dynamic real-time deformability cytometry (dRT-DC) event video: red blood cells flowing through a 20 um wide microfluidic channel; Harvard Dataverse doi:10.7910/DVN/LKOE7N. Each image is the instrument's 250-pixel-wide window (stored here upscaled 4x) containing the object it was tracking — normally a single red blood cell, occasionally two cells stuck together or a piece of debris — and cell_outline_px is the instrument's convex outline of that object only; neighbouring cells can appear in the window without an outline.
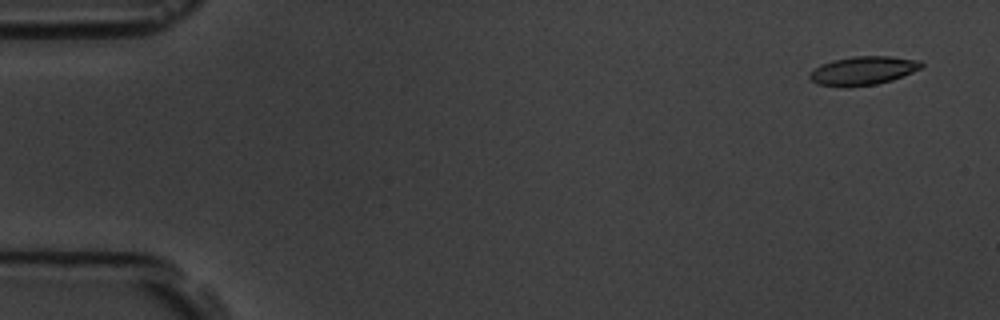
{"species": "common noctule bat (a hibernating species)", "species_latin": "Nyctalus noctula", "temperature_condition": "room temperature", "stored_images_in_passage": 5, "camera_frame_rate_fps": 3000, "um_per_image_px": 0.085, "animal": {"sex": "male", "body_mass_g": 19.5, "forearm_length_mm": 54.6}, "frame": {"image": 1, "passage_image": 1, "time_ms": 0.0, "image_size_px": [1000, 320], "cell_outline_px": [[924, 64], [920, 68], [912, 72], [892, 80], [876, 84], [816, 84], [808, 76], [820, 64], [832, 60], [852, 56], [892, 56], [920, 60]], "centroid_in_image_um": [73.42, 5.95], "position_along_channel_um": 11.6, "area_um2": 17.92}}
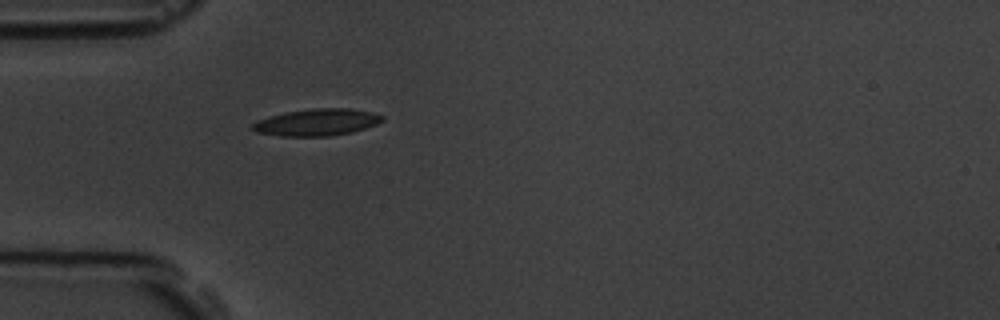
{"frame": {"image": 2, "passage_image": 5, "time_ms": 4.667, "image_size_px": [1000, 320], "cell_outline_px": [[384, 120], [376, 124], [352, 132], [328, 136], [280, 136], [256, 132], [248, 128], [256, 120], [268, 116], [284, 112], [312, 108], [348, 108], [372, 112], [384, 116]], "centroid_in_image_um": [26.88, 10.39], "position_along_channel_um": 58.1, "area_um2": 20.52}}